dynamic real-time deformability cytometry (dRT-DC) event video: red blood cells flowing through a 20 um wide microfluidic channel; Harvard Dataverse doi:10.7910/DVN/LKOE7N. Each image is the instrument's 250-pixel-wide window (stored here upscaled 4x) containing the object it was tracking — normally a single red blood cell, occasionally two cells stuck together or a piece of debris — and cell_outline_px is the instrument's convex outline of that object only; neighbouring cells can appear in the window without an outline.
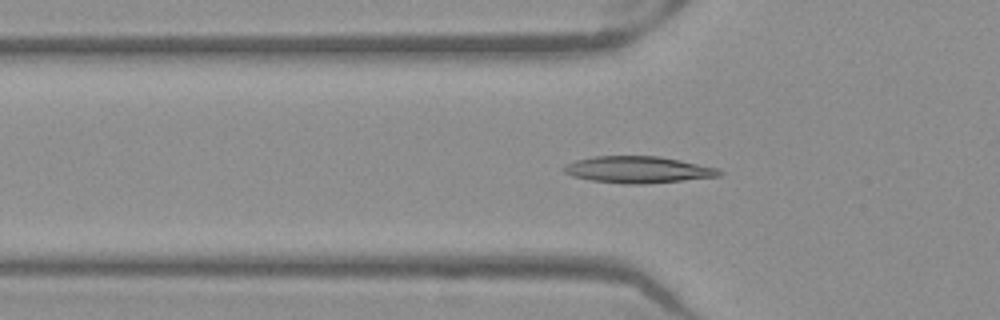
{"species": "Egyptian fruit bat (a non-hibernating species)", "species_latin": "Rousettus aegyptiacus", "temperature_condition": "warm", "stored_images_in_passage": 40, "camera_frame_rate_fps": 3000, "um_per_image_px": 0.085, "frame": {"image": 1, "passage_image": 5, "time_ms": 1.333, "image_size_px": [1000, 320], "cell_outline_px": [[724, 172], [720, 176], [644, 184], [624, 184], [592, 180], [572, 176], [564, 172], [564, 164], [576, 160], [592, 156], [660, 156], [680, 160], [716, 168]], "centroid_in_image_um": [54.2, 14.41], "position_along_channel_um": 71.6, "area_um2": 24.04}}
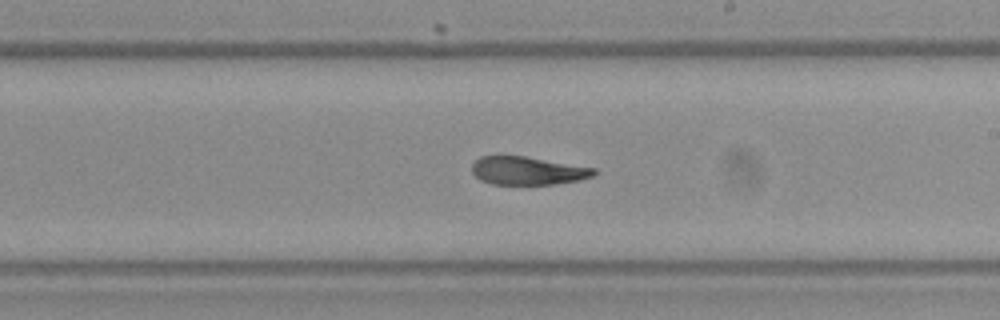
{"frame": {"image": 2, "passage_image": 18, "time_ms": 5.667, "image_size_px": [1000, 320], "cell_outline_px": [[596, 172], [592, 176], [580, 180], [556, 184], [492, 184], [480, 180], [472, 172], [472, 164], [480, 156], [524, 156], [596, 168]], "centroid_in_image_um": [44.85, 14.51], "position_along_channel_um": 244.2, "area_um2": 19.94}}
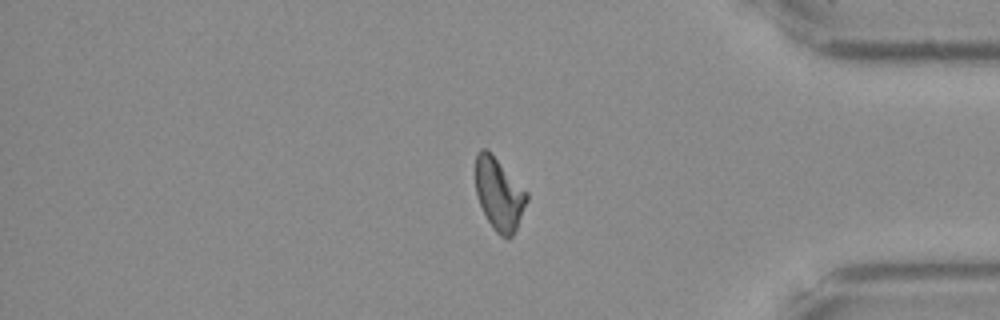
{"frame": {"image": 3, "passage_image": 31, "time_ms": 10.0, "image_size_px": [1000, 320], "cell_outline_px": [[528, 200], [516, 228], [512, 236], [508, 240], [500, 236], [492, 228], [480, 204], [476, 192], [476, 152], [480, 148], [484, 148], [528, 192]], "centroid_in_image_um": [42.42, 16.55], "position_along_channel_um": 392.8, "area_um2": 21.1}, "authors_computed_cell_mechanics": {"area_um2": 21.7039, "velocity_mm_per_s": 3.9652, "shape_relaxation_time_tau1_ms": null, "shape_relaxation_time_tau2_ms": 2.1702, "deformation_change_tau1": null, "deformation_change_tau2": 0.0784}}